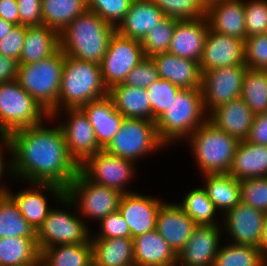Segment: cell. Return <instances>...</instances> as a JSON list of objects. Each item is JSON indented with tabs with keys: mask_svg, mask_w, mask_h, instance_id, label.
I'll list each match as a JSON object with an SVG mask.
<instances>
[{
	"mask_svg": "<svg viewBox=\"0 0 267 266\" xmlns=\"http://www.w3.org/2000/svg\"><path fill=\"white\" fill-rule=\"evenodd\" d=\"M241 98L254 115L267 111V70L247 68L243 77Z\"/></svg>",
	"mask_w": 267,
	"mask_h": 266,
	"instance_id": "obj_37",
	"label": "cell"
},
{
	"mask_svg": "<svg viewBox=\"0 0 267 266\" xmlns=\"http://www.w3.org/2000/svg\"><path fill=\"white\" fill-rule=\"evenodd\" d=\"M36 237L0 238V266H28L40 260Z\"/></svg>",
	"mask_w": 267,
	"mask_h": 266,
	"instance_id": "obj_33",
	"label": "cell"
},
{
	"mask_svg": "<svg viewBox=\"0 0 267 266\" xmlns=\"http://www.w3.org/2000/svg\"><path fill=\"white\" fill-rule=\"evenodd\" d=\"M135 266H172L177 254L163 237L153 230L133 238Z\"/></svg>",
	"mask_w": 267,
	"mask_h": 266,
	"instance_id": "obj_27",
	"label": "cell"
},
{
	"mask_svg": "<svg viewBox=\"0 0 267 266\" xmlns=\"http://www.w3.org/2000/svg\"><path fill=\"white\" fill-rule=\"evenodd\" d=\"M28 266H44L41 259L36 263V264H33V265H28Z\"/></svg>",
	"mask_w": 267,
	"mask_h": 266,
	"instance_id": "obj_58",
	"label": "cell"
},
{
	"mask_svg": "<svg viewBox=\"0 0 267 266\" xmlns=\"http://www.w3.org/2000/svg\"><path fill=\"white\" fill-rule=\"evenodd\" d=\"M116 27L86 11L60 33V50L78 60L100 64Z\"/></svg>",
	"mask_w": 267,
	"mask_h": 266,
	"instance_id": "obj_2",
	"label": "cell"
},
{
	"mask_svg": "<svg viewBox=\"0 0 267 266\" xmlns=\"http://www.w3.org/2000/svg\"><path fill=\"white\" fill-rule=\"evenodd\" d=\"M25 36L26 26L15 25L9 34L0 40V54L4 57H10L19 61Z\"/></svg>",
	"mask_w": 267,
	"mask_h": 266,
	"instance_id": "obj_49",
	"label": "cell"
},
{
	"mask_svg": "<svg viewBox=\"0 0 267 266\" xmlns=\"http://www.w3.org/2000/svg\"><path fill=\"white\" fill-rule=\"evenodd\" d=\"M247 37L267 33V0L244 1Z\"/></svg>",
	"mask_w": 267,
	"mask_h": 266,
	"instance_id": "obj_45",
	"label": "cell"
},
{
	"mask_svg": "<svg viewBox=\"0 0 267 266\" xmlns=\"http://www.w3.org/2000/svg\"><path fill=\"white\" fill-rule=\"evenodd\" d=\"M189 139V140H188ZM189 145L202 175L229 173L239 141L209 120L189 137Z\"/></svg>",
	"mask_w": 267,
	"mask_h": 266,
	"instance_id": "obj_6",
	"label": "cell"
},
{
	"mask_svg": "<svg viewBox=\"0 0 267 266\" xmlns=\"http://www.w3.org/2000/svg\"><path fill=\"white\" fill-rule=\"evenodd\" d=\"M165 146L158 136L155 121L124 118L118 132L103 150L135 162Z\"/></svg>",
	"mask_w": 267,
	"mask_h": 266,
	"instance_id": "obj_9",
	"label": "cell"
},
{
	"mask_svg": "<svg viewBox=\"0 0 267 266\" xmlns=\"http://www.w3.org/2000/svg\"><path fill=\"white\" fill-rule=\"evenodd\" d=\"M199 63L201 72L215 68L245 65L244 41L220 34L209 28L203 56Z\"/></svg>",
	"mask_w": 267,
	"mask_h": 266,
	"instance_id": "obj_18",
	"label": "cell"
},
{
	"mask_svg": "<svg viewBox=\"0 0 267 266\" xmlns=\"http://www.w3.org/2000/svg\"><path fill=\"white\" fill-rule=\"evenodd\" d=\"M60 49V34L47 25L26 26V36L19 64H32Z\"/></svg>",
	"mask_w": 267,
	"mask_h": 266,
	"instance_id": "obj_28",
	"label": "cell"
},
{
	"mask_svg": "<svg viewBox=\"0 0 267 266\" xmlns=\"http://www.w3.org/2000/svg\"><path fill=\"white\" fill-rule=\"evenodd\" d=\"M94 128L99 146L104 149L118 132L124 116L117 111L109 95L81 107Z\"/></svg>",
	"mask_w": 267,
	"mask_h": 266,
	"instance_id": "obj_24",
	"label": "cell"
},
{
	"mask_svg": "<svg viewBox=\"0 0 267 266\" xmlns=\"http://www.w3.org/2000/svg\"><path fill=\"white\" fill-rule=\"evenodd\" d=\"M64 122L59 126L64 134L70 156L80 166L87 158L103 150L96 139L94 128L81 108L63 109Z\"/></svg>",
	"mask_w": 267,
	"mask_h": 266,
	"instance_id": "obj_14",
	"label": "cell"
},
{
	"mask_svg": "<svg viewBox=\"0 0 267 266\" xmlns=\"http://www.w3.org/2000/svg\"><path fill=\"white\" fill-rule=\"evenodd\" d=\"M40 259L44 266H93L92 244L55 245L44 249Z\"/></svg>",
	"mask_w": 267,
	"mask_h": 266,
	"instance_id": "obj_34",
	"label": "cell"
},
{
	"mask_svg": "<svg viewBox=\"0 0 267 266\" xmlns=\"http://www.w3.org/2000/svg\"><path fill=\"white\" fill-rule=\"evenodd\" d=\"M123 193L89 180L80 170L59 200L61 205L78 206L79 213L87 219L100 221L119 208ZM63 203V204H62Z\"/></svg>",
	"mask_w": 267,
	"mask_h": 266,
	"instance_id": "obj_7",
	"label": "cell"
},
{
	"mask_svg": "<svg viewBox=\"0 0 267 266\" xmlns=\"http://www.w3.org/2000/svg\"><path fill=\"white\" fill-rule=\"evenodd\" d=\"M207 120L201 89H181L155 123L160 140L168 146L186 141Z\"/></svg>",
	"mask_w": 267,
	"mask_h": 266,
	"instance_id": "obj_4",
	"label": "cell"
},
{
	"mask_svg": "<svg viewBox=\"0 0 267 266\" xmlns=\"http://www.w3.org/2000/svg\"><path fill=\"white\" fill-rule=\"evenodd\" d=\"M229 174L239 181L267 177V146L239 141Z\"/></svg>",
	"mask_w": 267,
	"mask_h": 266,
	"instance_id": "obj_29",
	"label": "cell"
},
{
	"mask_svg": "<svg viewBox=\"0 0 267 266\" xmlns=\"http://www.w3.org/2000/svg\"><path fill=\"white\" fill-rule=\"evenodd\" d=\"M100 229L91 238H131L129 226L118 210L100 220Z\"/></svg>",
	"mask_w": 267,
	"mask_h": 266,
	"instance_id": "obj_48",
	"label": "cell"
},
{
	"mask_svg": "<svg viewBox=\"0 0 267 266\" xmlns=\"http://www.w3.org/2000/svg\"><path fill=\"white\" fill-rule=\"evenodd\" d=\"M213 266H267V260L257 247L231 243L220 247Z\"/></svg>",
	"mask_w": 267,
	"mask_h": 266,
	"instance_id": "obj_39",
	"label": "cell"
},
{
	"mask_svg": "<svg viewBox=\"0 0 267 266\" xmlns=\"http://www.w3.org/2000/svg\"><path fill=\"white\" fill-rule=\"evenodd\" d=\"M254 116L252 110L239 97L212 110L208 114V120L238 141H245L250 134Z\"/></svg>",
	"mask_w": 267,
	"mask_h": 266,
	"instance_id": "obj_23",
	"label": "cell"
},
{
	"mask_svg": "<svg viewBox=\"0 0 267 266\" xmlns=\"http://www.w3.org/2000/svg\"><path fill=\"white\" fill-rule=\"evenodd\" d=\"M197 224L176 204L164 202L157 213L156 230L178 254Z\"/></svg>",
	"mask_w": 267,
	"mask_h": 266,
	"instance_id": "obj_21",
	"label": "cell"
},
{
	"mask_svg": "<svg viewBox=\"0 0 267 266\" xmlns=\"http://www.w3.org/2000/svg\"><path fill=\"white\" fill-rule=\"evenodd\" d=\"M181 89L171 82L159 79L146 88L151 104V121H156L168 108Z\"/></svg>",
	"mask_w": 267,
	"mask_h": 266,
	"instance_id": "obj_41",
	"label": "cell"
},
{
	"mask_svg": "<svg viewBox=\"0 0 267 266\" xmlns=\"http://www.w3.org/2000/svg\"><path fill=\"white\" fill-rule=\"evenodd\" d=\"M0 142H1L0 144V181H1L2 180L1 177L3 178L4 173L6 172L7 174L10 173V164L7 161L4 162V157H3L4 156L3 149L7 148L6 151L9 152V144H8L7 136L0 134ZM2 144L4 148L2 147ZM6 162L8 164H6ZM6 189L7 187L3 185L1 186L0 184V193H4Z\"/></svg>",
	"mask_w": 267,
	"mask_h": 266,
	"instance_id": "obj_54",
	"label": "cell"
},
{
	"mask_svg": "<svg viewBox=\"0 0 267 266\" xmlns=\"http://www.w3.org/2000/svg\"><path fill=\"white\" fill-rule=\"evenodd\" d=\"M19 61L0 54V83L17 79Z\"/></svg>",
	"mask_w": 267,
	"mask_h": 266,
	"instance_id": "obj_52",
	"label": "cell"
},
{
	"mask_svg": "<svg viewBox=\"0 0 267 266\" xmlns=\"http://www.w3.org/2000/svg\"><path fill=\"white\" fill-rule=\"evenodd\" d=\"M264 212L240 202L233 209L221 215L222 225L230 243L259 248L264 226Z\"/></svg>",
	"mask_w": 267,
	"mask_h": 266,
	"instance_id": "obj_15",
	"label": "cell"
},
{
	"mask_svg": "<svg viewBox=\"0 0 267 266\" xmlns=\"http://www.w3.org/2000/svg\"><path fill=\"white\" fill-rule=\"evenodd\" d=\"M262 256L267 260V213L264 217V226L261 236V243L259 245Z\"/></svg>",
	"mask_w": 267,
	"mask_h": 266,
	"instance_id": "obj_55",
	"label": "cell"
},
{
	"mask_svg": "<svg viewBox=\"0 0 267 266\" xmlns=\"http://www.w3.org/2000/svg\"><path fill=\"white\" fill-rule=\"evenodd\" d=\"M177 205L197 225H218L214 216L217 211L213 202L209 199L206 190L202 187L195 188L188 192L183 201ZM215 219V220H214Z\"/></svg>",
	"mask_w": 267,
	"mask_h": 266,
	"instance_id": "obj_38",
	"label": "cell"
},
{
	"mask_svg": "<svg viewBox=\"0 0 267 266\" xmlns=\"http://www.w3.org/2000/svg\"><path fill=\"white\" fill-rule=\"evenodd\" d=\"M93 266H135L132 238H91Z\"/></svg>",
	"mask_w": 267,
	"mask_h": 266,
	"instance_id": "obj_31",
	"label": "cell"
},
{
	"mask_svg": "<svg viewBox=\"0 0 267 266\" xmlns=\"http://www.w3.org/2000/svg\"><path fill=\"white\" fill-rule=\"evenodd\" d=\"M239 183L241 202L267 213V177L243 179Z\"/></svg>",
	"mask_w": 267,
	"mask_h": 266,
	"instance_id": "obj_44",
	"label": "cell"
},
{
	"mask_svg": "<svg viewBox=\"0 0 267 266\" xmlns=\"http://www.w3.org/2000/svg\"><path fill=\"white\" fill-rule=\"evenodd\" d=\"M208 30L206 17L177 20L168 53L200 62Z\"/></svg>",
	"mask_w": 267,
	"mask_h": 266,
	"instance_id": "obj_20",
	"label": "cell"
},
{
	"mask_svg": "<svg viewBox=\"0 0 267 266\" xmlns=\"http://www.w3.org/2000/svg\"><path fill=\"white\" fill-rule=\"evenodd\" d=\"M78 214L51 208L43 224L36 231V242L40 253L60 244H78L91 241L89 226Z\"/></svg>",
	"mask_w": 267,
	"mask_h": 266,
	"instance_id": "obj_10",
	"label": "cell"
},
{
	"mask_svg": "<svg viewBox=\"0 0 267 266\" xmlns=\"http://www.w3.org/2000/svg\"><path fill=\"white\" fill-rule=\"evenodd\" d=\"M65 54H55L32 64H19L17 81L51 117L57 112Z\"/></svg>",
	"mask_w": 267,
	"mask_h": 266,
	"instance_id": "obj_5",
	"label": "cell"
},
{
	"mask_svg": "<svg viewBox=\"0 0 267 266\" xmlns=\"http://www.w3.org/2000/svg\"><path fill=\"white\" fill-rule=\"evenodd\" d=\"M244 49L245 65L249 69L267 70V33L247 37Z\"/></svg>",
	"mask_w": 267,
	"mask_h": 266,
	"instance_id": "obj_46",
	"label": "cell"
},
{
	"mask_svg": "<svg viewBox=\"0 0 267 266\" xmlns=\"http://www.w3.org/2000/svg\"><path fill=\"white\" fill-rule=\"evenodd\" d=\"M87 10V0H42V24L60 34Z\"/></svg>",
	"mask_w": 267,
	"mask_h": 266,
	"instance_id": "obj_35",
	"label": "cell"
},
{
	"mask_svg": "<svg viewBox=\"0 0 267 266\" xmlns=\"http://www.w3.org/2000/svg\"><path fill=\"white\" fill-rule=\"evenodd\" d=\"M46 119H51L49 114L17 80L0 83V134L8 136L18 129L37 126Z\"/></svg>",
	"mask_w": 267,
	"mask_h": 266,
	"instance_id": "obj_8",
	"label": "cell"
},
{
	"mask_svg": "<svg viewBox=\"0 0 267 266\" xmlns=\"http://www.w3.org/2000/svg\"><path fill=\"white\" fill-rule=\"evenodd\" d=\"M31 184L32 187L34 186L33 188L20 190L17 194L12 193L9 188H7L5 192L18 206L22 216L37 231L51 210L48 206L46 195L49 196L51 194L59 201L65 195V190L61 186L51 183ZM43 192L46 193V195L43 194Z\"/></svg>",
	"mask_w": 267,
	"mask_h": 266,
	"instance_id": "obj_19",
	"label": "cell"
},
{
	"mask_svg": "<svg viewBox=\"0 0 267 266\" xmlns=\"http://www.w3.org/2000/svg\"><path fill=\"white\" fill-rule=\"evenodd\" d=\"M221 226L197 225L185 247L177 254L182 266H213L221 246Z\"/></svg>",
	"mask_w": 267,
	"mask_h": 266,
	"instance_id": "obj_17",
	"label": "cell"
},
{
	"mask_svg": "<svg viewBox=\"0 0 267 266\" xmlns=\"http://www.w3.org/2000/svg\"><path fill=\"white\" fill-rule=\"evenodd\" d=\"M172 266H182L181 264H179L178 262H176L175 264H173Z\"/></svg>",
	"mask_w": 267,
	"mask_h": 266,
	"instance_id": "obj_59",
	"label": "cell"
},
{
	"mask_svg": "<svg viewBox=\"0 0 267 266\" xmlns=\"http://www.w3.org/2000/svg\"><path fill=\"white\" fill-rule=\"evenodd\" d=\"M177 20L166 16L149 30L141 41L145 57L168 52Z\"/></svg>",
	"mask_w": 267,
	"mask_h": 266,
	"instance_id": "obj_40",
	"label": "cell"
},
{
	"mask_svg": "<svg viewBox=\"0 0 267 266\" xmlns=\"http://www.w3.org/2000/svg\"><path fill=\"white\" fill-rule=\"evenodd\" d=\"M247 141L257 145L267 146V111L254 116Z\"/></svg>",
	"mask_w": 267,
	"mask_h": 266,
	"instance_id": "obj_51",
	"label": "cell"
},
{
	"mask_svg": "<svg viewBox=\"0 0 267 266\" xmlns=\"http://www.w3.org/2000/svg\"><path fill=\"white\" fill-rule=\"evenodd\" d=\"M15 25L0 18V40L5 38Z\"/></svg>",
	"mask_w": 267,
	"mask_h": 266,
	"instance_id": "obj_56",
	"label": "cell"
},
{
	"mask_svg": "<svg viewBox=\"0 0 267 266\" xmlns=\"http://www.w3.org/2000/svg\"><path fill=\"white\" fill-rule=\"evenodd\" d=\"M108 95L125 118L151 121V104L146 89L119 83L108 90Z\"/></svg>",
	"mask_w": 267,
	"mask_h": 266,
	"instance_id": "obj_30",
	"label": "cell"
},
{
	"mask_svg": "<svg viewBox=\"0 0 267 266\" xmlns=\"http://www.w3.org/2000/svg\"><path fill=\"white\" fill-rule=\"evenodd\" d=\"M224 0H199L200 4L207 10L210 6L220 3Z\"/></svg>",
	"mask_w": 267,
	"mask_h": 266,
	"instance_id": "obj_57",
	"label": "cell"
},
{
	"mask_svg": "<svg viewBox=\"0 0 267 266\" xmlns=\"http://www.w3.org/2000/svg\"><path fill=\"white\" fill-rule=\"evenodd\" d=\"M135 167L134 161L123 159L101 150L87 158L79 166V170L89 180L97 184L115 188L122 193H130L131 191L125 187L135 175Z\"/></svg>",
	"mask_w": 267,
	"mask_h": 266,
	"instance_id": "obj_13",
	"label": "cell"
},
{
	"mask_svg": "<svg viewBox=\"0 0 267 266\" xmlns=\"http://www.w3.org/2000/svg\"><path fill=\"white\" fill-rule=\"evenodd\" d=\"M160 79L156 63L151 57H145L127 75L123 84L146 89Z\"/></svg>",
	"mask_w": 267,
	"mask_h": 266,
	"instance_id": "obj_47",
	"label": "cell"
},
{
	"mask_svg": "<svg viewBox=\"0 0 267 266\" xmlns=\"http://www.w3.org/2000/svg\"><path fill=\"white\" fill-rule=\"evenodd\" d=\"M165 16L183 19L206 17V10L199 0H151Z\"/></svg>",
	"mask_w": 267,
	"mask_h": 266,
	"instance_id": "obj_42",
	"label": "cell"
},
{
	"mask_svg": "<svg viewBox=\"0 0 267 266\" xmlns=\"http://www.w3.org/2000/svg\"><path fill=\"white\" fill-rule=\"evenodd\" d=\"M144 58L141 41L124 37L116 31L100 63L104 85L109 90L112 86L123 83Z\"/></svg>",
	"mask_w": 267,
	"mask_h": 266,
	"instance_id": "obj_11",
	"label": "cell"
},
{
	"mask_svg": "<svg viewBox=\"0 0 267 266\" xmlns=\"http://www.w3.org/2000/svg\"><path fill=\"white\" fill-rule=\"evenodd\" d=\"M247 68L246 65H235L202 72L201 92L207 114L241 97L243 77Z\"/></svg>",
	"mask_w": 267,
	"mask_h": 266,
	"instance_id": "obj_12",
	"label": "cell"
},
{
	"mask_svg": "<svg viewBox=\"0 0 267 266\" xmlns=\"http://www.w3.org/2000/svg\"><path fill=\"white\" fill-rule=\"evenodd\" d=\"M107 95L108 88L103 83L100 64L65 55L57 112L51 119L58 117L61 108H81Z\"/></svg>",
	"mask_w": 267,
	"mask_h": 266,
	"instance_id": "obj_3",
	"label": "cell"
},
{
	"mask_svg": "<svg viewBox=\"0 0 267 266\" xmlns=\"http://www.w3.org/2000/svg\"><path fill=\"white\" fill-rule=\"evenodd\" d=\"M4 237H36V230L6 192L0 193V238Z\"/></svg>",
	"mask_w": 267,
	"mask_h": 266,
	"instance_id": "obj_36",
	"label": "cell"
},
{
	"mask_svg": "<svg viewBox=\"0 0 267 266\" xmlns=\"http://www.w3.org/2000/svg\"><path fill=\"white\" fill-rule=\"evenodd\" d=\"M165 17L151 0H132L116 31L124 37L142 41L149 30Z\"/></svg>",
	"mask_w": 267,
	"mask_h": 266,
	"instance_id": "obj_26",
	"label": "cell"
},
{
	"mask_svg": "<svg viewBox=\"0 0 267 266\" xmlns=\"http://www.w3.org/2000/svg\"><path fill=\"white\" fill-rule=\"evenodd\" d=\"M10 173L28 183H51L66 190L79 172L70 156L61 127L43 123L21 128L7 136ZM30 181V182H29Z\"/></svg>",
	"mask_w": 267,
	"mask_h": 266,
	"instance_id": "obj_1",
	"label": "cell"
},
{
	"mask_svg": "<svg viewBox=\"0 0 267 266\" xmlns=\"http://www.w3.org/2000/svg\"><path fill=\"white\" fill-rule=\"evenodd\" d=\"M0 18L14 25H20L17 0H0Z\"/></svg>",
	"mask_w": 267,
	"mask_h": 266,
	"instance_id": "obj_53",
	"label": "cell"
},
{
	"mask_svg": "<svg viewBox=\"0 0 267 266\" xmlns=\"http://www.w3.org/2000/svg\"><path fill=\"white\" fill-rule=\"evenodd\" d=\"M165 201L140 193H123L118 211L127 222L131 238L156 229V218Z\"/></svg>",
	"mask_w": 267,
	"mask_h": 266,
	"instance_id": "obj_16",
	"label": "cell"
},
{
	"mask_svg": "<svg viewBox=\"0 0 267 266\" xmlns=\"http://www.w3.org/2000/svg\"><path fill=\"white\" fill-rule=\"evenodd\" d=\"M131 2L132 0H87V9L117 28L124 20Z\"/></svg>",
	"mask_w": 267,
	"mask_h": 266,
	"instance_id": "obj_43",
	"label": "cell"
},
{
	"mask_svg": "<svg viewBox=\"0 0 267 266\" xmlns=\"http://www.w3.org/2000/svg\"><path fill=\"white\" fill-rule=\"evenodd\" d=\"M20 25H42V0H17Z\"/></svg>",
	"mask_w": 267,
	"mask_h": 266,
	"instance_id": "obj_50",
	"label": "cell"
},
{
	"mask_svg": "<svg viewBox=\"0 0 267 266\" xmlns=\"http://www.w3.org/2000/svg\"><path fill=\"white\" fill-rule=\"evenodd\" d=\"M160 79L167 80L180 89H201L200 63L168 52L154 54Z\"/></svg>",
	"mask_w": 267,
	"mask_h": 266,
	"instance_id": "obj_22",
	"label": "cell"
},
{
	"mask_svg": "<svg viewBox=\"0 0 267 266\" xmlns=\"http://www.w3.org/2000/svg\"><path fill=\"white\" fill-rule=\"evenodd\" d=\"M203 187L216 209L224 215L241 202L239 180L229 173L205 174Z\"/></svg>",
	"mask_w": 267,
	"mask_h": 266,
	"instance_id": "obj_32",
	"label": "cell"
},
{
	"mask_svg": "<svg viewBox=\"0 0 267 266\" xmlns=\"http://www.w3.org/2000/svg\"><path fill=\"white\" fill-rule=\"evenodd\" d=\"M209 28L223 35L247 38L245 29V8L243 0H224L206 10Z\"/></svg>",
	"mask_w": 267,
	"mask_h": 266,
	"instance_id": "obj_25",
	"label": "cell"
}]
</instances>
